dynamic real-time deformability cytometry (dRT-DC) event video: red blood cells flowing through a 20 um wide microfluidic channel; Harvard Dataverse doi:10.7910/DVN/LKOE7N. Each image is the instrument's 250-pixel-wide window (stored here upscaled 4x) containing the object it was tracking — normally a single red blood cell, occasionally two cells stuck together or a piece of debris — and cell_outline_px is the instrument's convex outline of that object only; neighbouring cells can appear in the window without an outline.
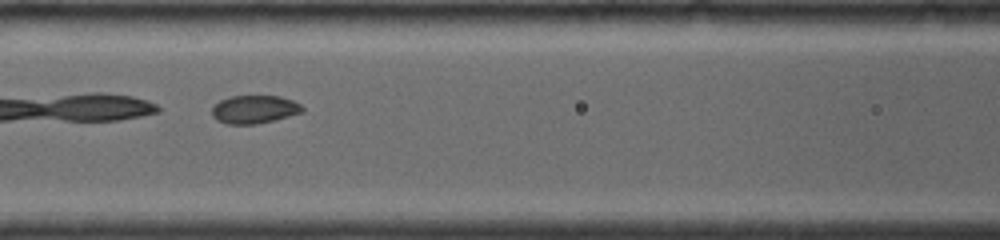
{"species": "common noctule bat (a hibernating species)", "species_latin": "Nyctalus noctula", "temperature_condition": "room temperature", "stored_images_in_passage": 26, "camera_frame_rate_fps": 4000, "um_per_image_px": 0.085, "animal": {"sex": "female", "body_mass_g": 19.0, "forearm_length_mm": 56.7}, "frame": {"image": 1, "passage_image": 5, "time_ms": 2.0, "image_size_px": [1000, 240], "cell_outline_px": [[304, 112], [276, 120], [256, 124], [228, 124], [216, 120], [212, 116], [212, 108], [220, 100], [232, 96], [280, 96], [292, 100], [300, 104], [304, 108]], "centroid_in_image_um": [21.64, 9.3], "position_along_channel_um": 145.0, "area_um2": 14.91}}
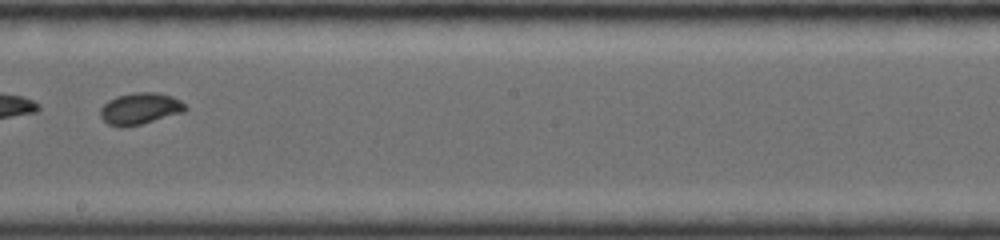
{"frame": {"image": 2, "passage_image": 12, "time_ms": 4.25, "image_size_px": [1000, 240], "cell_outline_px": [[188, 108], [184, 112], [140, 124], [124, 128], [108, 124], [100, 116], [100, 108], [108, 100], [116, 96], [136, 92], [156, 92], [172, 96], [180, 100]], "centroid_in_image_um": [11.89, 9.23], "position_along_channel_um": 236.3, "area_um2": 15.66}}
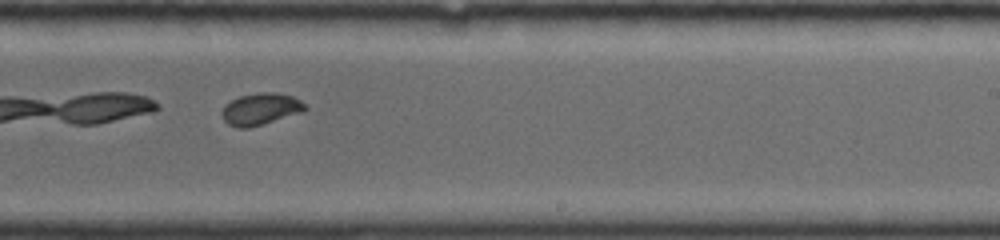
{"frame": {"image": 3, "passage_image": 15, "time_ms": 5.0, "image_size_px": [1000, 240], "cell_outline_px": [[308, 108], [304, 112], [248, 128], [236, 128], [228, 124], [224, 120], [224, 104], [240, 96], [260, 92], [276, 92], [292, 96], [300, 100]], "centroid_in_image_um": [22.19, 9.26], "position_along_channel_um": 266.8, "area_um2": 15.32}, "authors_computed_cell_mechanics": {"area_um2": 15.5193, "velocity_mm_per_s": 4.0732, "shape_relaxation_time_tau1_ms": 6.2177, "shape_relaxation_time_tau2_ms": 0.8502, "deformation_change_tau1": 0.119, "deformation_change_tau2": 0.0276}}